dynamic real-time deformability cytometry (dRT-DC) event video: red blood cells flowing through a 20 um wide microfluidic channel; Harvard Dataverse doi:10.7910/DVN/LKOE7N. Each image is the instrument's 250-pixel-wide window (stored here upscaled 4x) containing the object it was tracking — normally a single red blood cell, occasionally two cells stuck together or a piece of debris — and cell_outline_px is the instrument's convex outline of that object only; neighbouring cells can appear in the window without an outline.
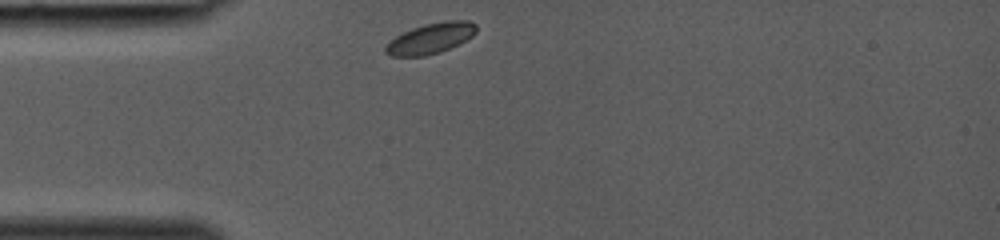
{"species": "common noctule bat (a hibernating species)", "species_latin": "Nyctalus noctula", "temperature_condition": "room temperature", "stored_images_in_passage": 25, "camera_frame_rate_fps": 3000, "um_per_image_px": 0.085, "animal": {"sex": "female", "body_mass_g": 19.0, "forearm_length_mm": 53.3}, "frame": {"image": 1, "passage_image": 1, "time_ms": 0.0, "image_size_px": [1000, 240], "cell_outline_px": [[476, 32], [472, 36], [440, 52], [424, 56], [392, 56], [384, 52], [384, 48], [396, 36], [412, 28], [424, 24], [444, 20], [468, 20], [476, 24]], "centroid_in_image_um": [36.6, 3.24], "position_along_channel_um": 48.4, "area_um2": 15.95}}
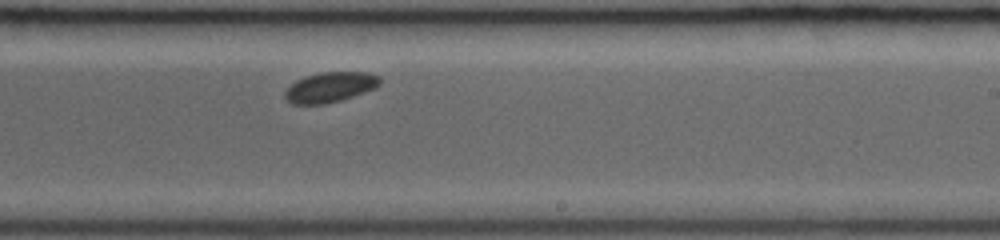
{"frame": {"image": 2, "passage_image": 15, "time_ms": 4.667, "image_size_px": [1000, 240], "cell_outline_px": [[380, 84], [376, 88], [340, 100], [324, 104], [292, 104], [284, 96], [284, 92], [296, 80], [304, 76], [320, 72], [368, 72], [380, 76]], "centroid_in_image_um": [28.07, 7.4], "position_along_channel_um": 260.9, "area_um2": 16.65}}
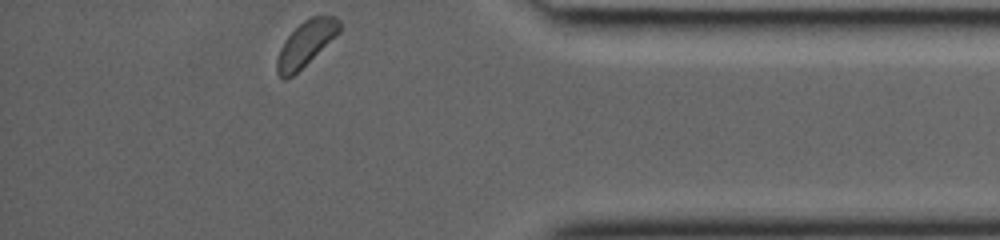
{"frame": {"image": 3, "passage_image": 25, "time_ms": 8.0, "image_size_px": [1000, 240], "cell_outline_px": [[340, 32], [336, 36], [292, 76], [284, 80], [276, 72], [276, 60], [280, 48], [284, 40], [304, 20], [312, 16], [336, 16], [340, 20]], "centroid_in_image_um": [25.98, 3.7], "position_along_channel_um": 409.2, "area_um2": 16.18}}